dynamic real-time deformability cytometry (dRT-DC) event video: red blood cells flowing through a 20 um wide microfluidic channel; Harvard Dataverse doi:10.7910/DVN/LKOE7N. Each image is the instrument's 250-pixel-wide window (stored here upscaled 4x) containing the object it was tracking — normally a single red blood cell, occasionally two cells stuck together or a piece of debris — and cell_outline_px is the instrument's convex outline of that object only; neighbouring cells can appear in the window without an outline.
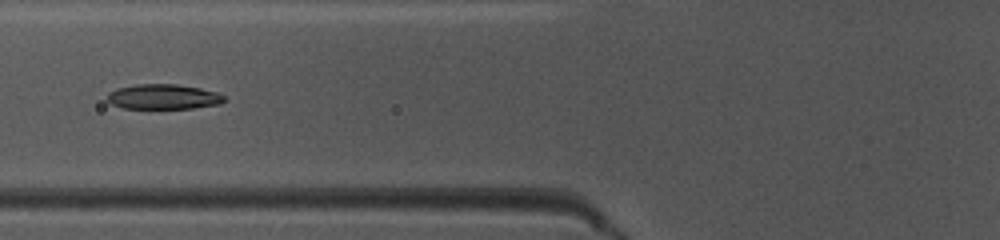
{"species": "common noctule bat (a hibernating species)", "species_latin": "Nyctalus noctula", "temperature_condition": "warm", "stored_images_in_passage": 49, "camera_frame_rate_fps": 3000, "um_per_image_px": 0.085, "animal": {"sex": "female", "body_mass_g": 10.0, "forearm_length_mm": 53.1}, "frame": {"image": 1, "passage_image": 20, "time_ms": 6.333, "image_size_px": [1000, 240], "cell_outline_px": [[228, 100], [220, 104], [192, 108], [124, 108], [112, 104], [108, 100], [108, 92], [116, 88], [136, 84], [176, 84], [200, 88], [216, 92], [224, 96]], "centroid_in_image_um": [13.9, 8.22], "position_along_channel_um": 111.9, "area_um2": 17.05}}
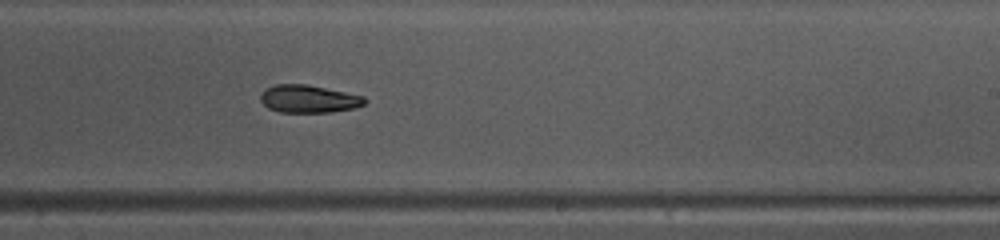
{"frame": {"image": 2, "passage_image": 31, "time_ms": 10.0, "image_size_px": [1000, 240], "cell_outline_px": [[368, 100], [364, 104], [352, 108], [332, 112], [280, 112], [268, 108], [260, 100], [260, 96], [264, 88], [276, 84], [304, 84], [364, 96]], "centroid_in_image_um": [26.2, 8.4], "position_along_channel_um": 262.8, "area_um2": 16.7}}
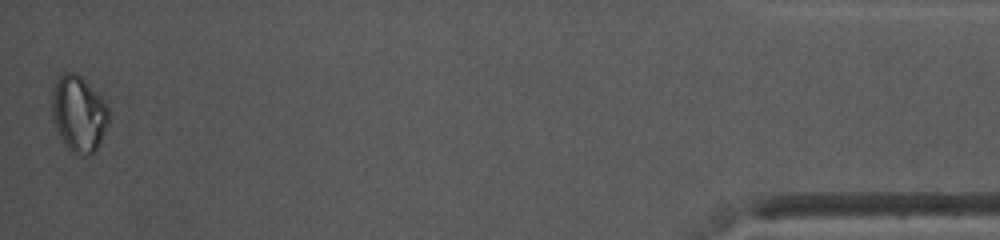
{"frame": {"image": 3, "passage_image": 49, "time_ms": 16.0, "image_size_px": [1000, 240], "cell_outline_px": [[108, 124], [96, 148], [88, 156], [84, 156], [72, 152], [64, 144], [60, 136], [52, 116], [52, 92], [56, 80], [64, 72], [76, 72], [104, 100], [108, 108]], "centroid_in_image_um": [6.68, 9.66], "position_along_channel_um": 428.5, "area_um2": 24.8}, "authors_computed_cell_mechanics": {"area_um2": 17.629, "velocity_mm_per_s": 4.1049, "shape_relaxation_time_tau1_ms": 4.0455, "shape_relaxation_time_tau2_ms": null, "deformation_change_tau1": 0.1085, "deformation_change_tau2": null}}